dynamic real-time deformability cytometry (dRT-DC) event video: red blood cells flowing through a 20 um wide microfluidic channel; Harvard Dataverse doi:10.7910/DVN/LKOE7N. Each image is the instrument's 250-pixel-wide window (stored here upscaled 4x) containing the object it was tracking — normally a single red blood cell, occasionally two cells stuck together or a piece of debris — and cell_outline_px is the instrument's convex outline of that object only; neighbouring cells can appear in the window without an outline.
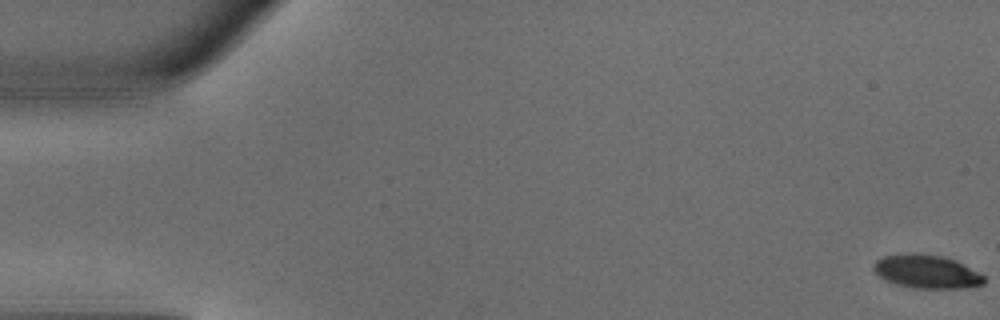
{"species": "common noctule bat (a hibernating species)", "species_latin": "Nyctalus noctula", "temperature_condition": "warm", "stored_images_in_passage": 49, "camera_frame_rate_fps": 3000, "um_per_image_px": 0.085, "animal": {"sex": "male", "body_mass_g": 18.8}, "frame": {"image": 1, "passage_image": 1, "time_ms": 0.0, "image_size_px": [1000, 320], "cell_outline_px": [[984, 284], [964, 288], [916, 288], [896, 284], [884, 280], [872, 268], [876, 260], [884, 256], [908, 252], [916, 252], [940, 256], [956, 260], [984, 276]], "centroid_in_image_um": [78.74, 23.07], "position_along_channel_um": 6.3, "area_um2": 21.5}}
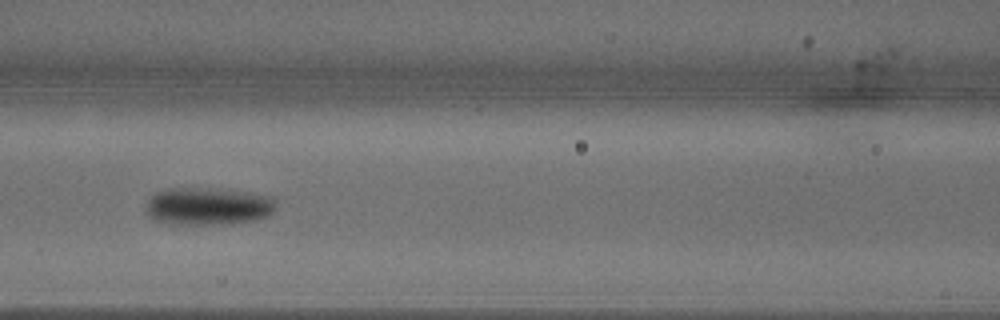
{"frame": {"image": 2, "passage_image": 22, "time_ms": 7.0, "image_size_px": [1000, 320], "cell_outline_px": [[276, 208], [268, 216], [256, 220], [228, 224], [160, 224], [152, 220], [148, 216], [144, 208], [152, 192], [164, 188], [220, 188], [272, 196], [276, 200]], "centroid_in_image_um": [17.62, 17.53], "position_along_channel_um": 149.0, "area_um2": 29.42}}
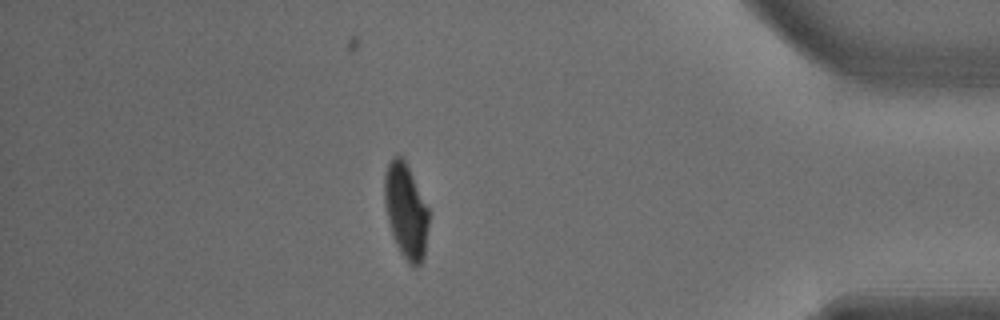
{"frame": {"image": 3, "passage_image": 43, "time_ms": 14.0, "image_size_px": [1000, 320], "cell_outline_px": [[428, 224], [424, 256], [420, 264], [416, 268], [412, 268], [408, 264], [400, 252], [396, 244], [388, 220], [384, 200], [384, 176], [388, 164], [392, 156], [400, 156], [404, 160], [428, 208]], "centroid_in_image_um": [34.49, 17.97], "position_along_channel_um": 400.7, "area_um2": 24.1}, "authors_computed_cell_mechanics": {"area_um2": 26.01, "velocity_mm_per_s": 4.1436, "shape_relaxation_time_tau1_ms": 3.0488, "shape_relaxation_time_tau2_ms": 1.3856, "deformation_change_tau1": 0.1675, "deformation_change_tau2": 0.0463}}